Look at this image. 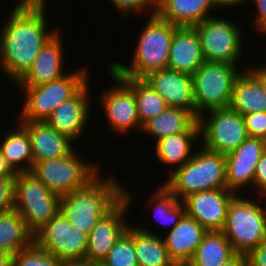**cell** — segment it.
<instances>
[{"mask_svg": "<svg viewBox=\"0 0 266 266\" xmlns=\"http://www.w3.org/2000/svg\"><path fill=\"white\" fill-rule=\"evenodd\" d=\"M45 6L19 1L1 29L0 68L15 84L31 68L41 48L58 31L47 28Z\"/></svg>", "mask_w": 266, "mask_h": 266, "instance_id": "cell-1", "label": "cell"}, {"mask_svg": "<svg viewBox=\"0 0 266 266\" xmlns=\"http://www.w3.org/2000/svg\"><path fill=\"white\" fill-rule=\"evenodd\" d=\"M101 176L99 172L85 186L60 197L59 212L87 235L124 198V185L117 178Z\"/></svg>", "mask_w": 266, "mask_h": 266, "instance_id": "cell-2", "label": "cell"}, {"mask_svg": "<svg viewBox=\"0 0 266 266\" xmlns=\"http://www.w3.org/2000/svg\"><path fill=\"white\" fill-rule=\"evenodd\" d=\"M138 36L131 65L113 61L109 68L120 77L144 78L149 73L167 68L170 45L177 26L150 16Z\"/></svg>", "mask_w": 266, "mask_h": 266, "instance_id": "cell-3", "label": "cell"}, {"mask_svg": "<svg viewBox=\"0 0 266 266\" xmlns=\"http://www.w3.org/2000/svg\"><path fill=\"white\" fill-rule=\"evenodd\" d=\"M165 181L162 184L179 200L201 191L226 188L225 155L202 146Z\"/></svg>", "mask_w": 266, "mask_h": 266, "instance_id": "cell-4", "label": "cell"}, {"mask_svg": "<svg viewBox=\"0 0 266 266\" xmlns=\"http://www.w3.org/2000/svg\"><path fill=\"white\" fill-rule=\"evenodd\" d=\"M39 86H18L24 102L18 120L45 121L62 102L74 97L89 79L86 67Z\"/></svg>", "mask_w": 266, "mask_h": 266, "instance_id": "cell-5", "label": "cell"}, {"mask_svg": "<svg viewBox=\"0 0 266 266\" xmlns=\"http://www.w3.org/2000/svg\"><path fill=\"white\" fill-rule=\"evenodd\" d=\"M246 198H242V194L236 195L229 203L221 232L235 253L247 255L266 241V220L260 200Z\"/></svg>", "mask_w": 266, "mask_h": 266, "instance_id": "cell-6", "label": "cell"}, {"mask_svg": "<svg viewBox=\"0 0 266 266\" xmlns=\"http://www.w3.org/2000/svg\"><path fill=\"white\" fill-rule=\"evenodd\" d=\"M239 65L205 61L192 75L196 117L214 109L230 107Z\"/></svg>", "mask_w": 266, "mask_h": 266, "instance_id": "cell-7", "label": "cell"}, {"mask_svg": "<svg viewBox=\"0 0 266 266\" xmlns=\"http://www.w3.org/2000/svg\"><path fill=\"white\" fill-rule=\"evenodd\" d=\"M99 167L83 161L73 149L63 157L35 162L30 173L61 197L85 186L99 173Z\"/></svg>", "mask_w": 266, "mask_h": 266, "instance_id": "cell-8", "label": "cell"}, {"mask_svg": "<svg viewBox=\"0 0 266 266\" xmlns=\"http://www.w3.org/2000/svg\"><path fill=\"white\" fill-rule=\"evenodd\" d=\"M60 197L31 173L15 177L14 209L24 219L28 230L35 235L59 212Z\"/></svg>", "mask_w": 266, "mask_h": 266, "instance_id": "cell-9", "label": "cell"}, {"mask_svg": "<svg viewBox=\"0 0 266 266\" xmlns=\"http://www.w3.org/2000/svg\"><path fill=\"white\" fill-rule=\"evenodd\" d=\"M234 22L226 18L209 16L193 26L198 34L205 61L239 64L244 46L243 31Z\"/></svg>", "mask_w": 266, "mask_h": 266, "instance_id": "cell-10", "label": "cell"}, {"mask_svg": "<svg viewBox=\"0 0 266 266\" xmlns=\"http://www.w3.org/2000/svg\"><path fill=\"white\" fill-rule=\"evenodd\" d=\"M198 118L202 146L226 155L236 150L248 137L244 117L231 107L208 111Z\"/></svg>", "mask_w": 266, "mask_h": 266, "instance_id": "cell-11", "label": "cell"}, {"mask_svg": "<svg viewBox=\"0 0 266 266\" xmlns=\"http://www.w3.org/2000/svg\"><path fill=\"white\" fill-rule=\"evenodd\" d=\"M34 242L61 261L85 260L88 235L58 212L34 235Z\"/></svg>", "mask_w": 266, "mask_h": 266, "instance_id": "cell-12", "label": "cell"}, {"mask_svg": "<svg viewBox=\"0 0 266 266\" xmlns=\"http://www.w3.org/2000/svg\"><path fill=\"white\" fill-rule=\"evenodd\" d=\"M108 70L115 84L102 92L99 100L109 127L122 136L134 129L141 132L142 125L133 89L109 67Z\"/></svg>", "mask_w": 266, "mask_h": 266, "instance_id": "cell-13", "label": "cell"}, {"mask_svg": "<svg viewBox=\"0 0 266 266\" xmlns=\"http://www.w3.org/2000/svg\"><path fill=\"white\" fill-rule=\"evenodd\" d=\"M133 197L131 192L124 187V198L104 217L88 235V246L85 260L93 263H102L108 252L119 237L129 226L125 217L128 213Z\"/></svg>", "mask_w": 266, "mask_h": 266, "instance_id": "cell-14", "label": "cell"}, {"mask_svg": "<svg viewBox=\"0 0 266 266\" xmlns=\"http://www.w3.org/2000/svg\"><path fill=\"white\" fill-rule=\"evenodd\" d=\"M236 196L226 188L194 193L182 201L186 214L207 231H222L226 222L229 203Z\"/></svg>", "mask_w": 266, "mask_h": 266, "instance_id": "cell-15", "label": "cell"}, {"mask_svg": "<svg viewBox=\"0 0 266 266\" xmlns=\"http://www.w3.org/2000/svg\"><path fill=\"white\" fill-rule=\"evenodd\" d=\"M264 153V140L255 137H248L236 150L227 153L226 189L238 195L247 185L253 187L256 165Z\"/></svg>", "mask_w": 266, "mask_h": 266, "instance_id": "cell-16", "label": "cell"}, {"mask_svg": "<svg viewBox=\"0 0 266 266\" xmlns=\"http://www.w3.org/2000/svg\"><path fill=\"white\" fill-rule=\"evenodd\" d=\"M89 85L90 83H87L74 97L62 102L45 120L57 132L73 142L84 136L83 133L88 126L91 111Z\"/></svg>", "mask_w": 266, "mask_h": 266, "instance_id": "cell-17", "label": "cell"}, {"mask_svg": "<svg viewBox=\"0 0 266 266\" xmlns=\"http://www.w3.org/2000/svg\"><path fill=\"white\" fill-rule=\"evenodd\" d=\"M169 107L183 108L196 116L192 76L170 68L149 73L143 78Z\"/></svg>", "mask_w": 266, "mask_h": 266, "instance_id": "cell-18", "label": "cell"}, {"mask_svg": "<svg viewBox=\"0 0 266 266\" xmlns=\"http://www.w3.org/2000/svg\"><path fill=\"white\" fill-rule=\"evenodd\" d=\"M62 33H57L41 48L31 68L16 83L17 86H39L63 77L64 47ZM62 40V41H61Z\"/></svg>", "mask_w": 266, "mask_h": 266, "instance_id": "cell-19", "label": "cell"}, {"mask_svg": "<svg viewBox=\"0 0 266 266\" xmlns=\"http://www.w3.org/2000/svg\"><path fill=\"white\" fill-rule=\"evenodd\" d=\"M19 123L30 136L34 163L63 157L74 149V142L57 132L46 121L20 120Z\"/></svg>", "mask_w": 266, "mask_h": 266, "instance_id": "cell-20", "label": "cell"}, {"mask_svg": "<svg viewBox=\"0 0 266 266\" xmlns=\"http://www.w3.org/2000/svg\"><path fill=\"white\" fill-rule=\"evenodd\" d=\"M205 62L194 27L177 26L173 33L167 68L193 75Z\"/></svg>", "mask_w": 266, "mask_h": 266, "instance_id": "cell-21", "label": "cell"}, {"mask_svg": "<svg viewBox=\"0 0 266 266\" xmlns=\"http://www.w3.org/2000/svg\"><path fill=\"white\" fill-rule=\"evenodd\" d=\"M207 230L187 214L163 237L169 257L174 263H188Z\"/></svg>", "mask_w": 266, "mask_h": 266, "instance_id": "cell-22", "label": "cell"}, {"mask_svg": "<svg viewBox=\"0 0 266 266\" xmlns=\"http://www.w3.org/2000/svg\"><path fill=\"white\" fill-rule=\"evenodd\" d=\"M200 125L197 121L188 131L169 135L155 141V156L166 166H171V170L167 174H172L178 168H181L186 162H188L192 154V144L195 140H200ZM173 166V167H172Z\"/></svg>", "mask_w": 266, "mask_h": 266, "instance_id": "cell-23", "label": "cell"}, {"mask_svg": "<svg viewBox=\"0 0 266 266\" xmlns=\"http://www.w3.org/2000/svg\"><path fill=\"white\" fill-rule=\"evenodd\" d=\"M213 8L214 0H157L156 14L175 26L193 27L212 16Z\"/></svg>", "mask_w": 266, "mask_h": 266, "instance_id": "cell-24", "label": "cell"}, {"mask_svg": "<svg viewBox=\"0 0 266 266\" xmlns=\"http://www.w3.org/2000/svg\"><path fill=\"white\" fill-rule=\"evenodd\" d=\"M17 126L7 130L0 141V149L15 174L30 173L34 165L30 136L20 123Z\"/></svg>", "mask_w": 266, "mask_h": 266, "instance_id": "cell-25", "label": "cell"}, {"mask_svg": "<svg viewBox=\"0 0 266 266\" xmlns=\"http://www.w3.org/2000/svg\"><path fill=\"white\" fill-rule=\"evenodd\" d=\"M236 77L230 107L242 116L266 111V93L260 81L246 68Z\"/></svg>", "mask_w": 266, "mask_h": 266, "instance_id": "cell-26", "label": "cell"}, {"mask_svg": "<svg viewBox=\"0 0 266 266\" xmlns=\"http://www.w3.org/2000/svg\"><path fill=\"white\" fill-rule=\"evenodd\" d=\"M150 229L133 226V241L138 266H174L169 257L163 236Z\"/></svg>", "mask_w": 266, "mask_h": 266, "instance_id": "cell-27", "label": "cell"}, {"mask_svg": "<svg viewBox=\"0 0 266 266\" xmlns=\"http://www.w3.org/2000/svg\"><path fill=\"white\" fill-rule=\"evenodd\" d=\"M198 118L183 108L167 107L158 116L142 125L141 132L150 134L156 141L163 137L188 131Z\"/></svg>", "mask_w": 266, "mask_h": 266, "instance_id": "cell-28", "label": "cell"}, {"mask_svg": "<svg viewBox=\"0 0 266 266\" xmlns=\"http://www.w3.org/2000/svg\"><path fill=\"white\" fill-rule=\"evenodd\" d=\"M34 242L24 219L15 209L0 214V251L12 254L26 249Z\"/></svg>", "mask_w": 266, "mask_h": 266, "instance_id": "cell-29", "label": "cell"}, {"mask_svg": "<svg viewBox=\"0 0 266 266\" xmlns=\"http://www.w3.org/2000/svg\"><path fill=\"white\" fill-rule=\"evenodd\" d=\"M234 254L231 243L221 231H207L188 263L191 266H221Z\"/></svg>", "mask_w": 266, "mask_h": 266, "instance_id": "cell-30", "label": "cell"}, {"mask_svg": "<svg viewBox=\"0 0 266 266\" xmlns=\"http://www.w3.org/2000/svg\"><path fill=\"white\" fill-rule=\"evenodd\" d=\"M134 91L141 125L158 116L167 107L166 101L143 78L121 77Z\"/></svg>", "mask_w": 266, "mask_h": 266, "instance_id": "cell-31", "label": "cell"}, {"mask_svg": "<svg viewBox=\"0 0 266 266\" xmlns=\"http://www.w3.org/2000/svg\"><path fill=\"white\" fill-rule=\"evenodd\" d=\"M152 197L149 199V204L152 206L151 210L157 222L164 226H172V230L186 214L185 205L182 200H179L173 193H171L163 184L159 189L154 190ZM154 205V206H153Z\"/></svg>", "mask_w": 266, "mask_h": 266, "instance_id": "cell-32", "label": "cell"}, {"mask_svg": "<svg viewBox=\"0 0 266 266\" xmlns=\"http://www.w3.org/2000/svg\"><path fill=\"white\" fill-rule=\"evenodd\" d=\"M102 264L105 266H138L133 241V225L129 224L126 231L108 252Z\"/></svg>", "mask_w": 266, "mask_h": 266, "instance_id": "cell-33", "label": "cell"}, {"mask_svg": "<svg viewBox=\"0 0 266 266\" xmlns=\"http://www.w3.org/2000/svg\"><path fill=\"white\" fill-rule=\"evenodd\" d=\"M59 258L40 248L35 242L16 253L12 258V266H61Z\"/></svg>", "mask_w": 266, "mask_h": 266, "instance_id": "cell-34", "label": "cell"}, {"mask_svg": "<svg viewBox=\"0 0 266 266\" xmlns=\"http://www.w3.org/2000/svg\"><path fill=\"white\" fill-rule=\"evenodd\" d=\"M112 5L117 9V11L120 14H123L122 16L128 17L131 16V14L134 13V15L137 14V12L142 13L148 9L152 10L151 16L155 15L157 13V0H110ZM144 10V11H143ZM136 12V14H135Z\"/></svg>", "mask_w": 266, "mask_h": 266, "instance_id": "cell-35", "label": "cell"}, {"mask_svg": "<svg viewBox=\"0 0 266 266\" xmlns=\"http://www.w3.org/2000/svg\"><path fill=\"white\" fill-rule=\"evenodd\" d=\"M243 117L249 137H266V111L246 114Z\"/></svg>", "mask_w": 266, "mask_h": 266, "instance_id": "cell-36", "label": "cell"}, {"mask_svg": "<svg viewBox=\"0 0 266 266\" xmlns=\"http://www.w3.org/2000/svg\"><path fill=\"white\" fill-rule=\"evenodd\" d=\"M15 177L0 178V214L14 209Z\"/></svg>", "mask_w": 266, "mask_h": 266, "instance_id": "cell-37", "label": "cell"}, {"mask_svg": "<svg viewBox=\"0 0 266 266\" xmlns=\"http://www.w3.org/2000/svg\"><path fill=\"white\" fill-rule=\"evenodd\" d=\"M251 1V0H250ZM256 5V17L253 20V26L256 28L255 32L266 35V0H252Z\"/></svg>", "mask_w": 266, "mask_h": 266, "instance_id": "cell-38", "label": "cell"}, {"mask_svg": "<svg viewBox=\"0 0 266 266\" xmlns=\"http://www.w3.org/2000/svg\"><path fill=\"white\" fill-rule=\"evenodd\" d=\"M253 188H257L258 194L266 191V153L262 155L256 165Z\"/></svg>", "mask_w": 266, "mask_h": 266, "instance_id": "cell-39", "label": "cell"}, {"mask_svg": "<svg viewBox=\"0 0 266 266\" xmlns=\"http://www.w3.org/2000/svg\"><path fill=\"white\" fill-rule=\"evenodd\" d=\"M248 266H266V241L247 254Z\"/></svg>", "mask_w": 266, "mask_h": 266, "instance_id": "cell-40", "label": "cell"}, {"mask_svg": "<svg viewBox=\"0 0 266 266\" xmlns=\"http://www.w3.org/2000/svg\"><path fill=\"white\" fill-rule=\"evenodd\" d=\"M247 68L261 83L265 93H266V63L261 66Z\"/></svg>", "mask_w": 266, "mask_h": 266, "instance_id": "cell-41", "label": "cell"}, {"mask_svg": "<svg viewBox=\"0 0 266 266\" xmlns=\"http://www.w3.org/2000/svg\"><path fill=\"white\" fill-rule=\"evenodd\" d=\"M221 266H248L247 255L235 253Z\"/></svg>", "mask_w": 266, "mask_h": 266, "instance_id": "cell-42", "label": "cell"}, {"mask_svg": "<svg viewBox=\"0 0 266 266\" xmlns=\"http://www.w3.org/2000/svg\"><path fill=\"white\" fill-rule=\"evenodd\" d=\"M5 177H16V174L11 170V168L7 165L4 156L2 155L0 149V178Z\"/></svg>", "mask_w": 266, "mask_h": 266, "instance_id": "cell-43", "label": "cell"}, {"mask_svg": "<svg viewBox=\"0 0 266 266\" xmlns=\"http://www.w3.org/2000/svg\"><path fill=\"white\" fill-rule=\"evenodd\" d=\"M249 0H214V4L216 8H226L227 7H232V6H239V5H244L245 3H249Z\"/></svg>", "mask_w": 266, "mask_h": 266, "instance_id": "cell-44", "label": "cell"}, {"mask_svg": "<svg viewBox=\"0 0 266 266\" xmlns=\"http://www.w3.org/2000/svg\"><path fill=\"white\" fill-rule=\"evenodd\" d=\"M61 266H99V263H93L87 260H74L63 261Z\"/></svg>", "mask_w": 266, "mask_h": 266, "instance_id": "cell-45", "label": "cell"}, {"mask_svg": "<svg viewBox=\"0 0 266 266\" xmlns=\"http://www.w3.org/2000/svg\"><path fill=\"white\" fill-rule=\"evenodd\" d=\"M12 258V254L0 251V266H12Z\"/></svg>", "mask_w": 266, "mask_h": 266, "instance_id": "cell-46", "label": "cell"}, {"mask_svg": "<svg viewBox=\"0 0 266 266\" xmlns=\"http://www.w3.org/2000/svg\"><path fill=\"white\" fill-rule=\"evenodd\" d=\"M29 3H33V4H42V5H46L45 0H25Z\"/></svg>", "mask_w": 266, "mask_h": 266, "instance_id": "cell-47", "label": "cell"}, {"mask_svg": "<svg viewBox=\"0 0 266 266\" xmlns=\"http://www.w3.org/2000/svg\"><path fill=\"white\" fill-rule=\"evenodd\" d=\"M263 197V198H265V203H266V191H264V192H262L261 194H259L258 195V197L260 198V197ZM266 205V204H265ZM264 205V208H263V210H264V214H265V220H266V206Z\"/></svg>", "mask_w": 266, "mask_h": 266, "instance_id": "cell-48", "label": "cell"}, {"mask_svg": "<svg viewBox=\"0 0 266 266\" xmlns=\"http://www.w3.org/2000/svg\"><path fill=\"white\" fill-rule=\"evenodd\" d=\"M174 266H191L189 263H175Z\"/></svg>", "mask_w": 266, "mask_h": 266, "instance_id": "cell-49", "label": "cell"}, {"mask_svg": "<svg viewBox=\"0 0 266 266\" xmlns=\"http://www.w3.org/2000/svg\"><path fill=\"white\" fill-rule=\"evenodd\" d=\"M263 140H264V148H265V153H266V137Z\"/></svg>", "mask_w": 266, "mask_h": 266, "instance_id": "cell-50", "label": "cell"}]
</instances>
